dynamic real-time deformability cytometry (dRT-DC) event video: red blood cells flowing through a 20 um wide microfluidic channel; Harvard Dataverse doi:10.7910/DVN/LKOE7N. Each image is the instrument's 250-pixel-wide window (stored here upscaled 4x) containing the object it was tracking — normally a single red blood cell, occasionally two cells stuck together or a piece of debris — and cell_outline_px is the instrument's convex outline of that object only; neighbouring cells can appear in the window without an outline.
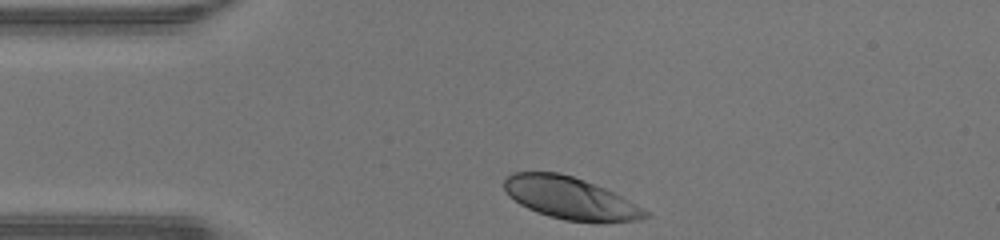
{"species": "human", "species_latin": "Homo sapiens", "temperature_condition": "warm", "stored_images_in_passage": 29, "camera_frame_rate_fps": 3000, "um_per_image_px": 0.085, "donor": {"sex": "male"}, "frame": {"image": 1, "passage_image": 1, "time_ms": 0.0, "image_size_px": [1000, 240], "cell_outline_px": [[652, 216], [640, 220], [596, 224], [592, 224], [564, 220], [548, 216], [536, 212], [520, 204], [508, 196], [504, 188], [504, 180], [512, 172], [560, 172], [584, 180], [604, 188], [644, 208]], "centroid_in_image_um": [48.5, 16.88], "position_along_channel_um": 36.5, "area_um2": 35.14}}
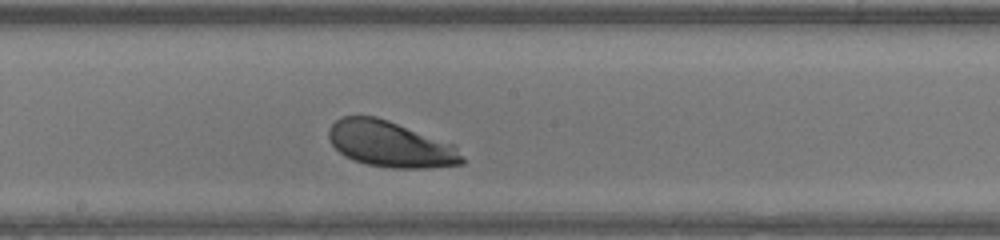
{"frame": {"image": 2, "passage_image": 16, "time_ms": 5.0, "image_size_px": [1000, 240], "cell_outline_px": [[464, 164], [428, 168], [392, 168], [368, 164], [352, 160], [344, 156], [332, 144], [328, 136], [328, 128], [336, 120], [344, 116], [376, 116], [388, 120], [456, 144], [464, 156]], "centroid_in_image_um": [33.23, 12.26], "position_along_channel_um": 215.0, "area_um2": 36.01}}
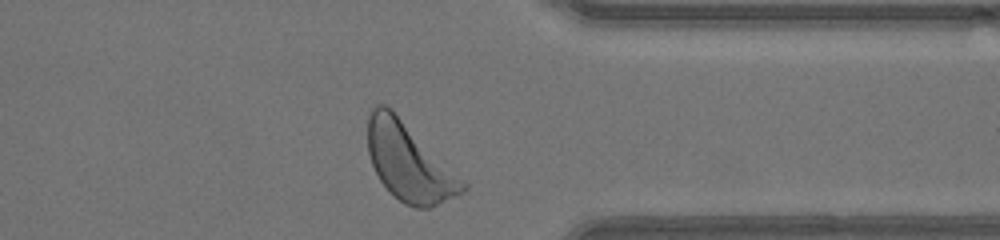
{"frame": {"image": 3, "passage_image": 28, "time_ms": 9.0, "image_size_px": [1000, 240], "cell_outline_px": [[468, 188], [464, 192], [428, 208], [416, 208], [404, 204], [380, 180], [372, 164], [368, 152], [368, 116], [372, 108], [376, 104], [384, 104], [392, 108], [468, 184]], "centroid_in_image_um": [34.77, 13.75], "position_along_channel_um": 376.6, "area_um2": 42.6}, "authors_computed_cell_mechanics": {"area_um2": 36.125, "velocity_mm_per_s": 4.2445, "shape_relaxation_time_tau1_ms": 0.6858, "shape_relaxation_time_tau2_ms": null, "deformation_change_tau1": 0.0919, "deformation_change_tau2": null}}